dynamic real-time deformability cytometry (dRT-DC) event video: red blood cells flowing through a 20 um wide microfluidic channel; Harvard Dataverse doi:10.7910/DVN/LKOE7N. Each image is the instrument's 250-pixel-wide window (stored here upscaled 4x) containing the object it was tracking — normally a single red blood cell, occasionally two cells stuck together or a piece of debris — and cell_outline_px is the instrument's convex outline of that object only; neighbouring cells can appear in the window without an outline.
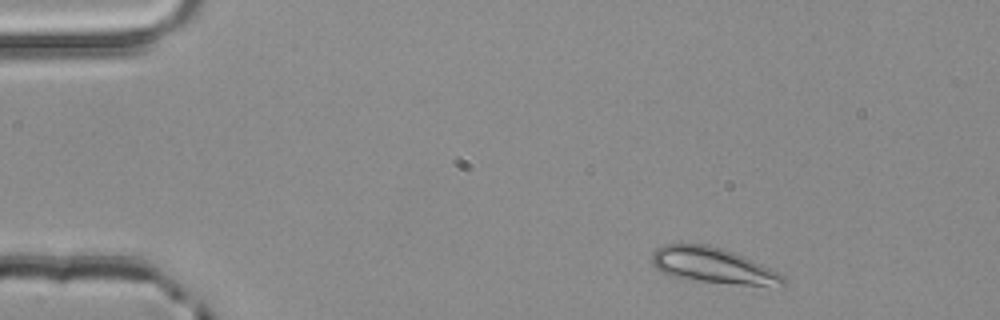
{"species": "common noctule bat (a hibernating species)", "species_latin": "Nyctalus noctula", "temperature_condition": "room temperature", "stored_images_in_passage": 3, "camera_frame_rate_fps": 3000, "um_per_image_px": 0.085, "animal": {"sex": "male", "body_mass_g": 20.4}, "frame": {"image": 1, "passage_image": 1, "time_ms": 0.0, "image_size_px": [1000, 320], "cell_outline_px": [[788, 284], [736, 284], [700, 280], [668, 276], [656, 268], [652, 264], [652, 252], [656, 248], [664, 244], [708, 244], [724, 248], [744, 256], [784, 276], [788, 280]], "centroid_in_image_um": [60.53, 22.53], "position_along_channel_um": 24.5, "area_um2": 26.82}}